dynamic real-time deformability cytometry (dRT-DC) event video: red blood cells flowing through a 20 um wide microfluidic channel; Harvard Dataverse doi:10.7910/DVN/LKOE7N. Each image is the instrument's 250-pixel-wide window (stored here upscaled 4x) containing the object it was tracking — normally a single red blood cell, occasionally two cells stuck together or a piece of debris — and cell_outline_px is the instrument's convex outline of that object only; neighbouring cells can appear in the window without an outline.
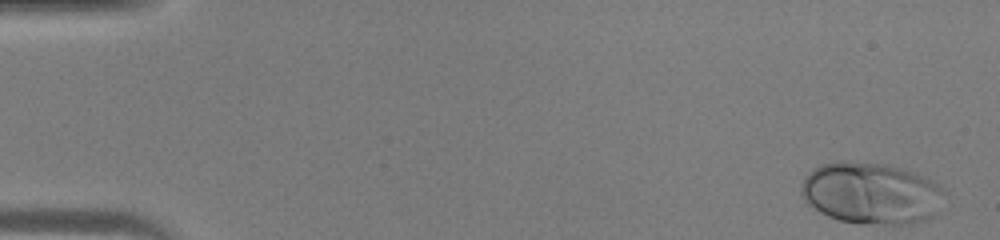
{"species": "human", "species_latin": "Homo sapiens", "temperature_condition": "warm", "stored_images_in_passage": 14, "camera_frame_rate_fps": 3000, "um_per_image_px": 0.085, "donor": {"sex": "male"}, "frame": {"image": 1, "passage_image": 1, "time_ms": 0.0, "image_size_px": [1000, 240], "cell_outline_px": [[944, 192], [932, 216], [928, 220], [912, 224], [860, 224], [840, 220], [828, 216], [820, 212], [808, 204], [804, 200], [800, 192], [800, 184], [808, 172], [820, 164], [836, 160], [852, 160], [888, 164], [916, 172], [932, 180], [944, 188]], "centroid_in_image_um": [74.01, 16.4], "position_along_channel_um": 11.0, "area_um2": 52.19}}
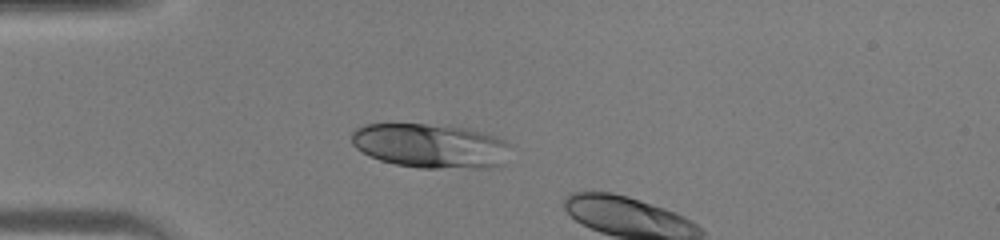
{"frame": {"image": 2, "passage_image": 12, "time_ms": 3.667, "image_size_px": [1000, 240], "cell_outline_px": [[516, 144], [504, 164], [496, 168], [420, 168], [396, 164], [380, 160], [356, 148], [352, 144], [352, 132], [356, 128], [364, 124], [424, 124], [468, 128], [484, 132], [496, 136]], "centroid_in_image_um": [36.73, 12.4], "position_along_channel_um": 48.3, "area_um2": 41.91}}